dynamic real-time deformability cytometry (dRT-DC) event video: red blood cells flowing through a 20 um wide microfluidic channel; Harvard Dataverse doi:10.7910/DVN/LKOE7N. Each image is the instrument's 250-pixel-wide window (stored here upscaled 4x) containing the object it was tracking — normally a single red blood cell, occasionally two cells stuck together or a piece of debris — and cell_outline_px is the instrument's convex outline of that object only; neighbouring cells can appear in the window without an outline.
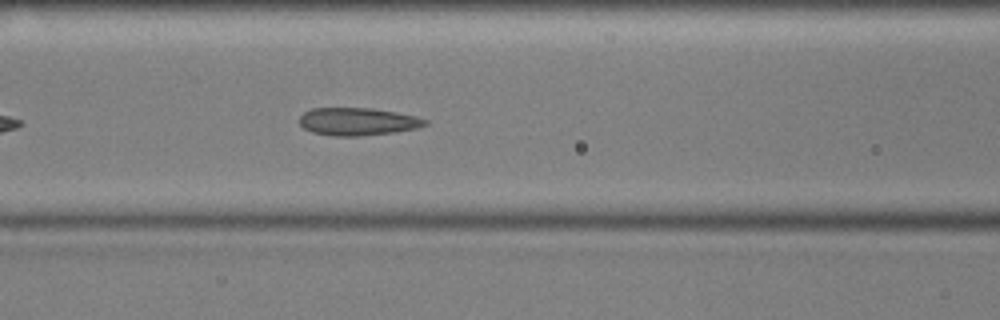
{"species": "common noctule bat (a hibernating species)", "species_latin": "Nyctalus noctula", "temperature_condition": "cold", "stored_images_in_passage": 44, "camera_frame_rate_fps": 3000, "um_per_image_px": 0.085, "animal": {"sex": "male", "body_mass_g": 17.9, "forearm_length_mm": 54.2}, "frame": {"image": 1, "passage_image": 11, "time_ms": 3.333, "image_size_px": [1000, 320], "cell_outline_px": [[428, 124], [420, 128], [392, 132], [360, 136], [332, 136], [312, 132], [304, 128], [300, 124], [300, 116], [304, 112], [312, 108], [372, 108], [396, 112], [416, 116], [428, 120]], "centroid_in_image_um": [30.42, 10.33], "position_along_channel_um": 136.2, "area_um2": 20.35}}
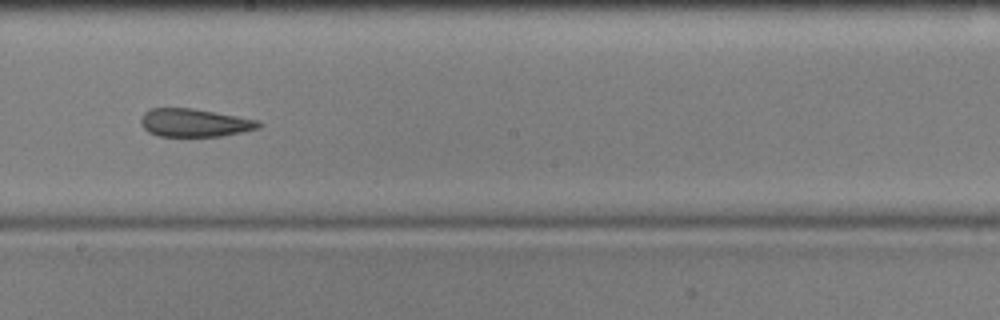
{"frame": {"image": 2, "passage_image": 19, "time_ms": 6.0, "image_size_px": [1000, 320], "cell_outline_px": [[264, 124], [260, 128], [220, 136], [160, 136], [148, 132], [140, 124], [140, 120], [144, 112], [152, 108], [192, 108], [216, 112], [260, 120]], "centroid_in_image_um": [16.55, 10.43], "position_along_channel_um": 231.6, "area_um2": 19.36}}
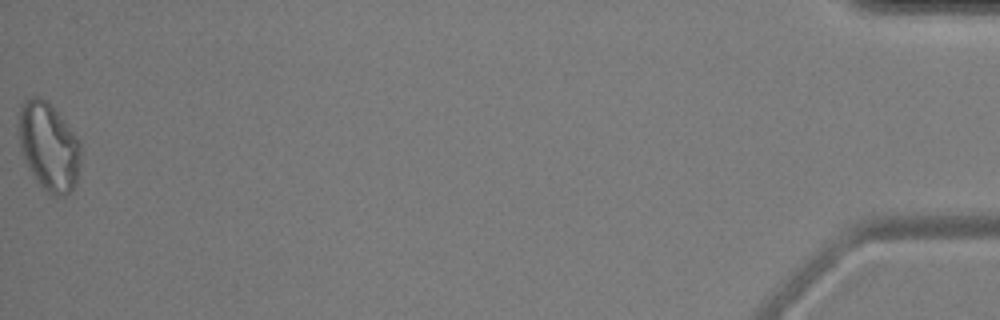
{"frame": {"image": 3, "passage_image": 44, "time_ms": 14.333, "image_size_px": [1000, 320], "cell_outline_px": [[80, 160], [76, 184], [72, 192], [64, 196], [56, 196], [48, 192], [36, 180], [28, 168], [20, 152], [16, 124], [20, 104], [24, 100], [32, 96], [40, 96], [48, 100], [76, 136], [80, 144]], "centroid_in_image_um": [4.09, 12.42], "position_along_channel_um": 431.1, "area_um2": 32.54}, "authors_computed_cell_mechanics": {"area_um2": 21.1548, "velocity_mm_per_s": 3.5828, "shape_relaxation_time_tau1_ms": null, "shape_relaxation_time_tau2_ms": 2.6687, "deformation_change_tau1": null, "deformation_change_tau2": 0.0962}}